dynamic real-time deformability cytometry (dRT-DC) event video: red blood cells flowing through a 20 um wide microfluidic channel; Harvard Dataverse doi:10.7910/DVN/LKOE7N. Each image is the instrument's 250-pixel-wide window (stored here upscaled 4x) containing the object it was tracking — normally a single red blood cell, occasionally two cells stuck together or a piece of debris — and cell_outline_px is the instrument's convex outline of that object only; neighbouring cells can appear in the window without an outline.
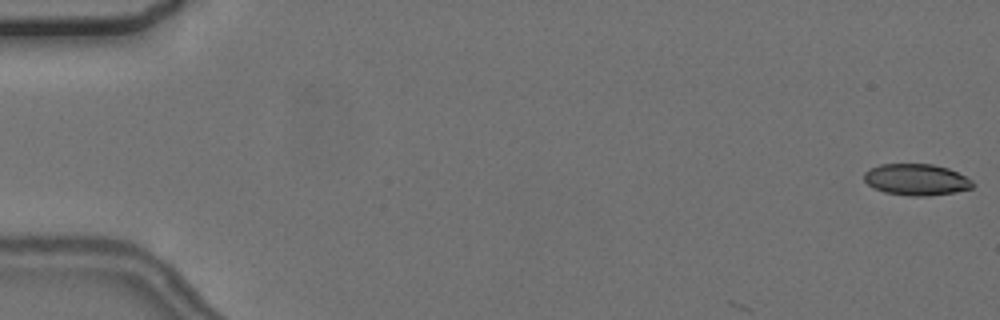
{"species": "common noctule bat (a hibernating species)", "species_latin": "Nyctalus noctula", "temperature_condition": "cold", "stored_images_in_passage": 4, "camera_frame_rate_fps": 3000, "um_per_image_px": 0.085, "animal": {"sex": "female", "body_mass_g": 24.6, "forearm_length_mm": 56.2}, "frame": {"image": 1, "passage_image": 1, "time_ms": 0.0, "image_size_px": [1000, 320], "cell_outline_px": [[976, 184], [972, 188], [956, 192], [928, 196], [908, 196], [884, 192], [872, 188], [864, 180], [864, 172], [880, 164], [932, 164], [948, 168], [972, 180]], "centroid_in_image_um": [77.89, 15.28], "position_along_channel_um": 7.1, "area_um2": 20.0}}
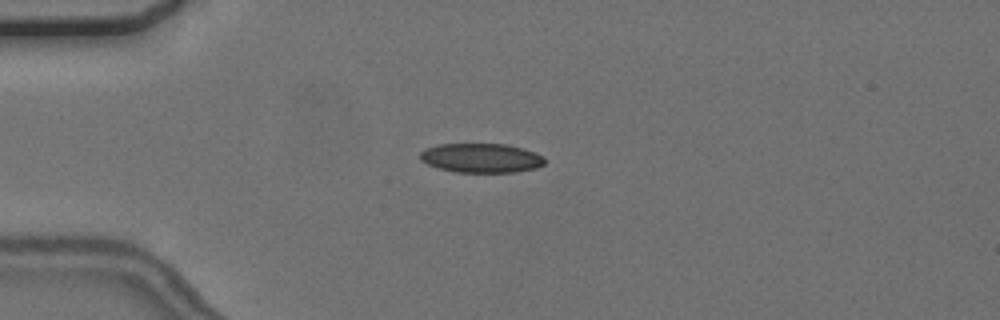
{"frame": {"image": 2, "passage_image": 4, "time_ms": 4.667, "image_size_px": [1000, 320], "cell_outline_px": [[544, 164], [536, 168], [516, 172], [456, 172], [440, 168], [428, 164], [420, 160], [420, 152], [424, 148], [436, 144], [504, 144], [524, 148], [536, 152], [544, 156]], "centroid_in_image_um": [40.91, 13.42], "position_along_channel_um": 44.1, "area_um2": 21.39}}